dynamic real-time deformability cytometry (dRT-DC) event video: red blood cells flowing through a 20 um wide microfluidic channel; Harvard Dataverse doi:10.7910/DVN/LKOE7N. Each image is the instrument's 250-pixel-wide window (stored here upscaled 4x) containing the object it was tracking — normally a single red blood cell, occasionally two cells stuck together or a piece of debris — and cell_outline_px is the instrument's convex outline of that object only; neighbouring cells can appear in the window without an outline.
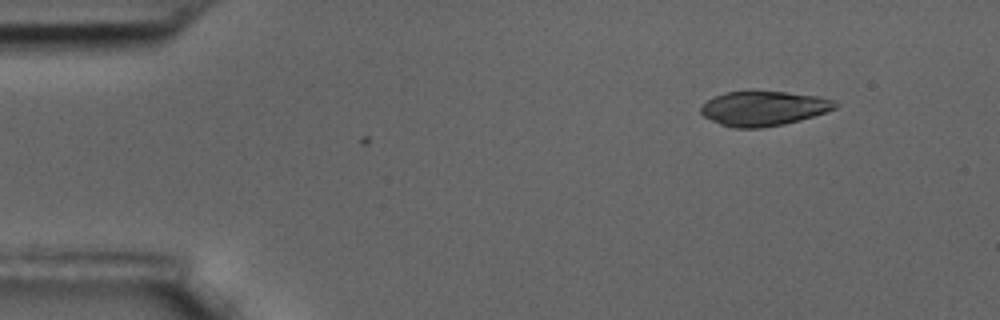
{"species": "common noctule bat (a hibernating species)", "species_latin": "Nyctalus noctula", "temperature_condition": "room temperature", "stored_images_in_passage": 3, "camera_frame_rate_fps": 3000, "um_per_image_px": 0.085, "animal": {"sex": "male", "body_mass_g": 17.5, "forearm_length_mm": 52.3}, "frame": {"image": 1, "passage_image": 3, "time_ms": 0.667, "image_size_px": [1000, 320], "cell_outline_px": [[840, 104], [836, 108], [800, 120], [784, 124], [760, 128], [732, 128], [720, 124], [704, 116], [700, 112], [700, 108], [708, 100], [716, 96], [728, 92], [748, 88], [756, 88], [820, 96], [836, 100]], "centroid_in_image_um": [64.92, 9.17], "position_along_channel_um": 20.1, "area_um2": 27.92}}